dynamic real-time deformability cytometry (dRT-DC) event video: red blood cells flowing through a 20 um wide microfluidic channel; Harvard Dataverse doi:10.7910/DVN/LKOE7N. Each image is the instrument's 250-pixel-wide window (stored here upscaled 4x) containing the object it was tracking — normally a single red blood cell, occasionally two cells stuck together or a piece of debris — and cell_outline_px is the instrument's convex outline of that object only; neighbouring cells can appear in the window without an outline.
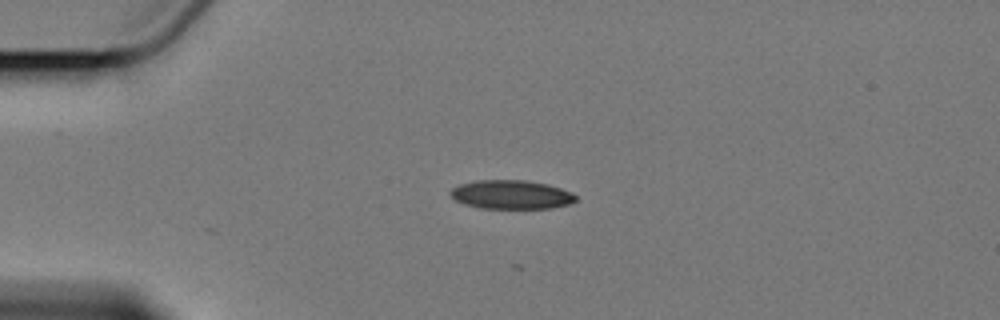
{"species": "Egyptian fruit bat (a non-hibernating species)", "species_latin": "Rousettus aegyptiacus", "temperature_condition": "cold", "stored_images_in_passage": 4, "camera_frame_rate_fps": 3000, "um_per_image_px": 0.085, "animal": {"sex": "female"}, "frame": {"image": 1, "passage_image": 3, "time_ms": 3.0, "image_size_px": [1000, 320], "cell_outline_px": [[576, 200], [568, 204], [552, 208], [480, 208], [464, 204], [456, 200], [448, 192], [452, 188], [460, 184], [476, 180], [524, 180], [548, 184], [572, 192], [576, 196]], "centroid_in_image_um": [43.44, 16.53], "position_along_channel_um": 41.6, "area_um2": 21.04}}